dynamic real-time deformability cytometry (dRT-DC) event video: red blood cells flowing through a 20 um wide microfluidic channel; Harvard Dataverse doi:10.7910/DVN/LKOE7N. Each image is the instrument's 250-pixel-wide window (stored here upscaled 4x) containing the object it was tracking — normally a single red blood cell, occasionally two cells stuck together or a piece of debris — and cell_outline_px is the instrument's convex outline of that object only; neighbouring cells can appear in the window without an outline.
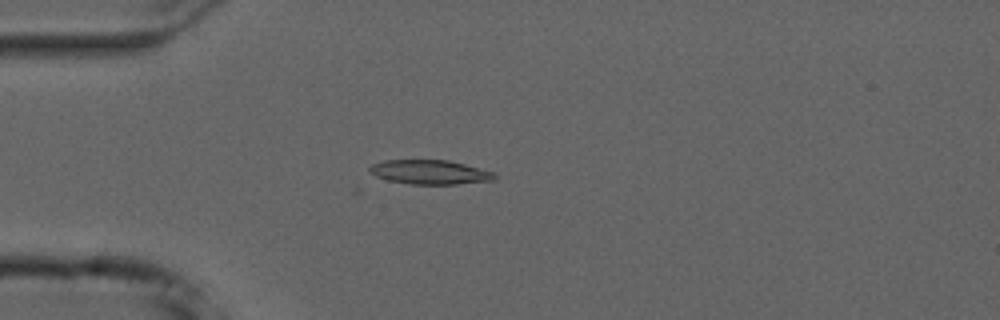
{"species": "common noctule bat (a hibernating species)", "species_latin": "Nyctalus noctula", "temperature_condition": "cold", "stored_images_in_passage": 32, "camera_frame_rate_fps": 3000, "um_per_image_px": 0.085, "animal": {"sex": "male", "forearm_length_mm": 52.5}, "frame": {"image": 1, "passage_image": 1, "time_ms": 0.0, "image_size_px": [1000, 320], "cell_outline_px": [[496, 180], [456, 184], [408, 184], [388, 180], [376, 176], [368, 172], [368, 168], [372, 164], [384, 160], [448, 160], [464, 164], [492, 172], [496, 176]], "centroid_in_image_um": [36.5, 14.63], "position_along_channel_um": 48.5, "area_um2": 17.63}}
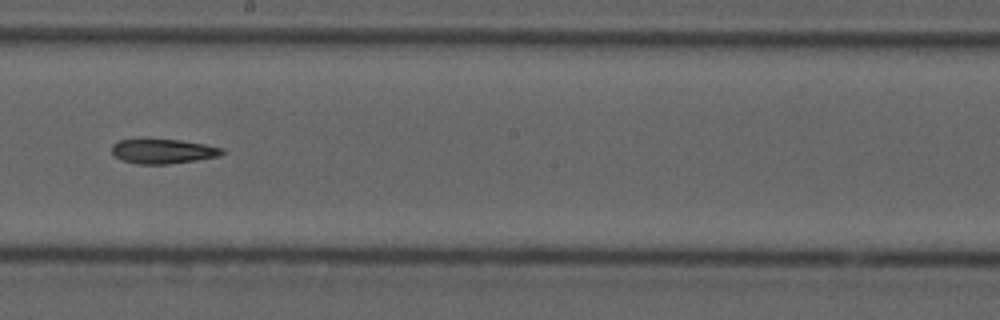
{"frame": {"image": 2, "passage_image": 17, "time_ms": 5.333, "image_size_px": [1000, 320], "cell_outline_px": [[224, 152], [220, 156], [196, 160], [168, 164], [136, 164], [120, 160], [112, 152], [112, 144], [120, 140], [144, 136], [180, 140], [204, 144], [224, 148]], "centroid_in_image_um": [13.8, 12.81], "position_along_channel_um": 234.4, "area_um2": 16.53}}
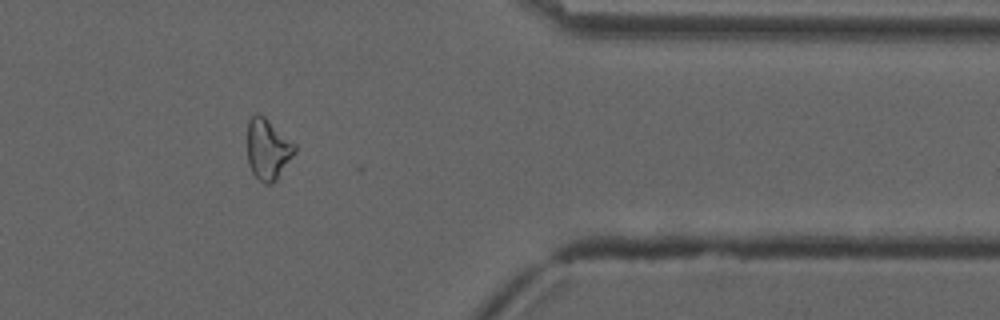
{"frame": {"image": 3, "passage_image": 31, "time_ms": 10.0, "image_size_px": [1000, 320], "cell_outline_px": [[296, 152], [276, 180], [272, 184], [264, 184], [252, 172], [248, 164], [248, 120], [256, 112], [264, 116], [296, 144]], "centroid_in_image_um": [22.77, 12.68], "position_along_channel_um": 388.6, "area_um2": 16.82}}